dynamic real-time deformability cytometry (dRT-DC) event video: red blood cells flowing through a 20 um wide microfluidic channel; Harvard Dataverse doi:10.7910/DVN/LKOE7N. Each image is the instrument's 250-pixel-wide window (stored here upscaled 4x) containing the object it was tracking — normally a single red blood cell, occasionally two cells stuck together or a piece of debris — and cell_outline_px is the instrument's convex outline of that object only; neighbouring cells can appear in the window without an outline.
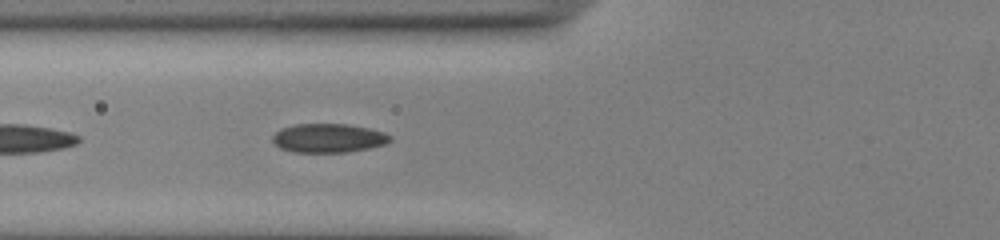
{"species": "common noctule bat (a hibernating species)", "species_latin": "Nyctalus noctula", "temperature_condition": "cold", "stored_images_in_passage": 16, "camera_frame_rate_fps": 3000, "um_per_image_px": 0.085, "animal": {"sex": "male", "body_mass_g": 13.0, "forearm_length_mm": 53.1}, "frame": {"image": 1, "passage_image": 5, "time_ms": 1.333, "image_size_px": [1000, 240], "cell_outline_px": [[392, 140], [384, 144], [368, 148], [348, 152], [292, 152], [280, 148], [272, 140], [272, 136], [280, 128], [296, 124], [348, 124], [368, 128], [384, 132], [392, 136]], "centroid_in_image_um": [27.91, 11.73], "position_along_channel_um": 97.9, "area_um2": 19.83}}